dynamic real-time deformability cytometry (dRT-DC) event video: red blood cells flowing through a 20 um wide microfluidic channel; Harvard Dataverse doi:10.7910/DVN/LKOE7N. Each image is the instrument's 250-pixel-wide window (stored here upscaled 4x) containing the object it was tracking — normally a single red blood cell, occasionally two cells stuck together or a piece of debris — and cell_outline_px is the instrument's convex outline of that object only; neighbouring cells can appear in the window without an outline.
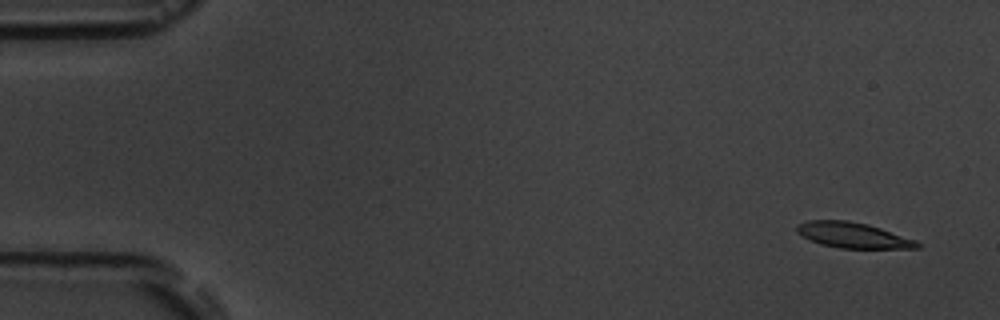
{"species": "common noctule bat (a hibernating species)", "species_latin": "Nyctalus noctula", "temperature_condition": "room temperature", "stored_images_in_passage": 6, "camera_frame_rate_fps": 3000, "um_per_image_px": 0.085, "animal": {"sex": "male", "body_mass_g": 19.5, "forearm_length_mm": 54.6}, "frame": {"image": 1, "passage_image": 1, "time_ms": 0.0, "image_size_px": [1000, 320], "cell_outline_px": [[920, 248], [840, 248], [820, 244], [796, 232], [796, 224], [808, 220], [848, 220], [868, 224], [916, 240], [920, 244]], "centroid_in_image_um": [72.49, 19.98], "position_along_channel_um": 12.5, "area_um2": 17.8}}
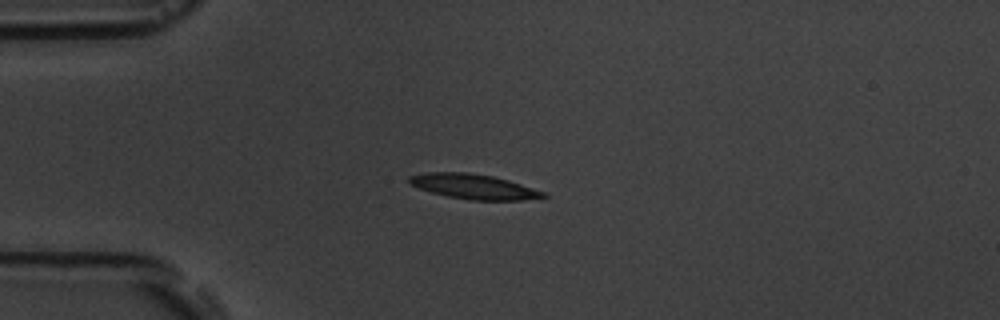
{"frame": {"image": 2, "passage_image": 4, "time_ms": 3.667, "image_size_px": [1000, 320], "cell_outline_px": [[548, 196], [520, 200], [472, 200], [448, 196], [432, 192], [408, 184], [408, 176], [428, 172], [468, 172], [492, 176], [508, 180], [544, 192]], "centroid_in_image_um": [40.22, 15.85], "position_along_channel_um": 44.8, "area_um2": 19.19}}
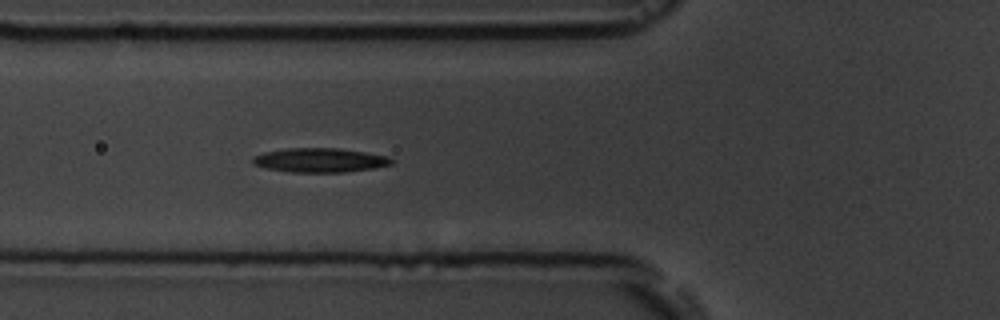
{"frame": {"image": 3, "passage_image": 6, "time_ms": 5.667, "image_size_px": [1000, 320], "cell_outline_px": [[392, 164], [372, 168], [344, 172], [292, 172], [264, 168], [252, 164], [252, 156], [264, 152], [288, 148], [336, 148], [364, 152], [388, 156], [392, 160]], "centroid_in_image_um": [27.13, 13.61], "position_along_channel_um": 98.7, "area_um2": 19.48}}